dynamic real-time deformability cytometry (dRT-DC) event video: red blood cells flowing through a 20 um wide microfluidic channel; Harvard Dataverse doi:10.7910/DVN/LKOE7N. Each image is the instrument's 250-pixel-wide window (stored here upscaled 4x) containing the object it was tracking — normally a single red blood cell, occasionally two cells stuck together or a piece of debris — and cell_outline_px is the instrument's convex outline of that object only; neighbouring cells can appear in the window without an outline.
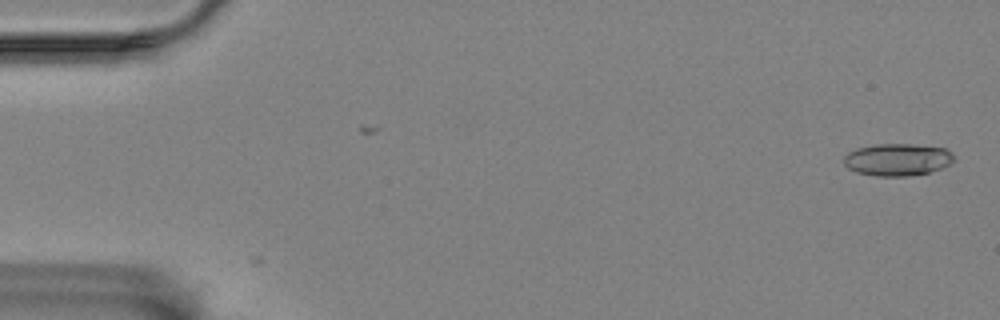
{"species": "Egyptian fruit bat (a non-hibernating species)", "species_latin": "Rousettus aegyptiacus", "temperature_condition": "room temperature", "stored_images_in_passage": 3, "camera_frame_rate_fps": 3000, "um_per_image_px": 0.085, "animal": {"sex": "female"}, "frame": {"image": 1, "passage_image": 1, "time_ms": 0.0, "image_size_px": [1000, 320], "cell_outline_px": [[956, 160], [940, 168], [928, 172], [908, 176], [876, 176], [856, 172], [848, 168], [844, 164], [844, 156], [848, 152], [856, 148], [876, 144], [912, 144], [944, 148], [952, 152]], "centroid_in_image_um": [76.27, 13.56], "position_along_channel_um": 8.7, "area_um2": 20.69}}